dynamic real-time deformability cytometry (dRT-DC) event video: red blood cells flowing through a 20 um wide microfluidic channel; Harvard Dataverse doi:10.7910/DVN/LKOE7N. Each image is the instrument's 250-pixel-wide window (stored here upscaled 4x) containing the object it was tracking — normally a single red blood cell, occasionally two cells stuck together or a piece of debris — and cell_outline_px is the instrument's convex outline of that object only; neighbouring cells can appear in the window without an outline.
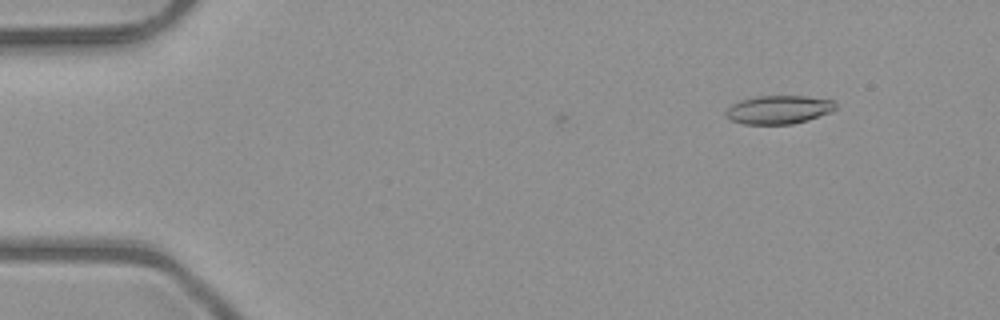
{"species": "common noctule bat (a hibernating species)", "species_latin": "Nyctalus noctula", "temperature_condition": "room temperature", "stored_images_in_passage": 2, "camera_frame_rate_fps": 3000, "um_per_image_px": 0.085, "animal": {"sex": "male", "body_mass_g": 23.1, "forearm_length_mm": 52.7}, "frame": {"image": 1, "passage_image": 2, "time_ms": 0.333, "image_size_px": [1000, 320], "cell_outline_px": [[836, 108], [832, 112], [808, 120], [792, 124], [744, 124], [732, 120], [724, 112], [732, 104], [740, 100], [756, 96], [804, 96], [836, 100]], "centroid_in_image_um": [66.23, 9.31], "position_along_channel_um": 18.8, "area_um2": 18.26}}